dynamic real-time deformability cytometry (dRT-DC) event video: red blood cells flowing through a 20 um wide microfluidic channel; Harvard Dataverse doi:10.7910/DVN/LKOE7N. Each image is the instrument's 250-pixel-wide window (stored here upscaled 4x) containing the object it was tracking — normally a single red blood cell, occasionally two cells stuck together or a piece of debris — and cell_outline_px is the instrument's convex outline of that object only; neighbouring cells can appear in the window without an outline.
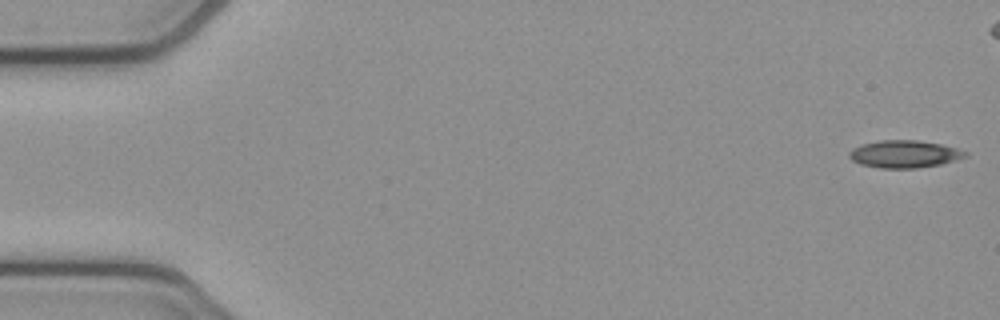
{"species": "common noctule bat (a hibernating species)", "species_latin": "Nyctalus noctula", "temperature_condition": "cold", "stored_images_in_passage": 15, "camera_frame_rate_fps": 3000, "um_per_image_px": 0.085, "animal": {"sex": "female", "body_mass_g": 21.9}, "frame": {"image": 1, "passage_image": 1, "time_ms": 0.0, "image_size_px": [1000, 320], "cell_outline_px": [[968, 156], [956, 160], [940, 164], [916, 168], [880, 168], [860, 164], [852, 160], [848, 156], [848, 152], [852, 148], [860, 144], [880, 140], [916, 140], [940, 144], [956, 148], [968, 152]], "centroid_in_image_um": [76.84, 13.09], "position_along_channel_um": 8.2, "area_um2": 18.61}}